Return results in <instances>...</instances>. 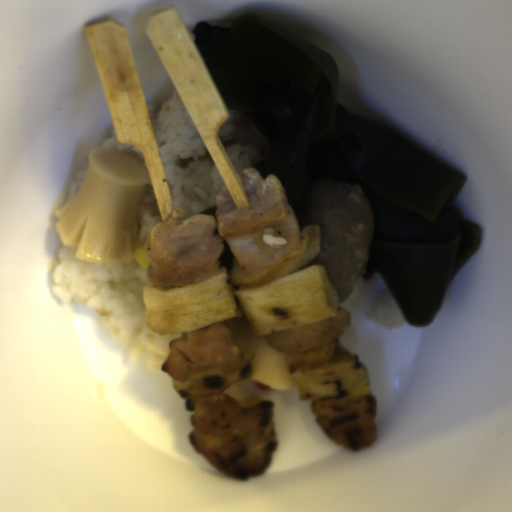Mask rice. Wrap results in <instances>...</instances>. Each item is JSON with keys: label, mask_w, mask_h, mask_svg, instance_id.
Wrapping results in <instances>:
<instances>
[{"label": "rice", "mask_w": 512, "mask_h": 512, "mask_svg": "<svg viewBox=\"0 0 512 512\" xmlns=\"http://www.w3.org/2000/svg\"><path fill=\"white\" fill-rule=\"evenodd\" d=\"M223 393L244 408L257 404L254 389L247 377L232 384Z\"/></svg>", "instance_id": "rice-6"}, {"label": "rice", "mask_w": 512, "mask_h": 512, "mask_svg": "<svg viewBox=\"0 0 512 512\" xmlns=\"http://www.w3.org/2000/svg\"><path fill=\"white\" fill-rule=\"evenodd\" d=\"M87 175V165L77 171L74 179L68 186V194H67V201L72 198L75 194H77L83 184V181Z\"/></svg>", "instance_id": "rice-10"}, {"label": "rice", "mask_w": 512, "mask_h": 512, "mask_svg": "<svg viewBox=\"0 0 512 512\" xmlns=\"http://www.w3.org/2000/svg\"><path fill=\"white\" fill-rule=\"evenodd\" d=\"M96 148H109V149H118L127 154H130L140 160L146 167V159L141 151V149L133 146L124 145L118 140L117 133L113 129L112 134L106 140L101 142Z\"/></svg>", "instance_id": "rice-8"}, {"label": "rice", "mask_w": 512, "mask_h": 512, "mask_svg": "<svg viewBox=\"0 0 512 512\" xmlns=\"http://www.w3.org/2000/svg\"><path fill=\"white\" fill-rule=\"evenodd\" d=\"M76 250L65 245L58 250L52 293L64 302L84 304L100 321L105 336L125 346L130 362L166 374L162 366L169 343L184 333L158 335L145 325L143 286H152L148 267L135 258L113 264L81 260Z\"/></svg>", "instance_id": "rice-1"}, {"label": "rice", "mask_w": 512, "mask_h": 512, "mask_svg": "<svg viewBox=\"0 0 512 512\" xmlns=\"http://www.w3.org/2000/svg\"><path fill=\"white\" fill-rule=\"evenodd\" d=\"M261 241L274 250H280L288 243L287 239L277 234V230L273 228H267L264 230L261 236Z\"/></svg>", "instance_id": "rice-9"}, {"label": "rice", "mask_w": 512, "mask_h": 512, "mask_svg": "<svg viewBox=\"0 0 512 512\" xmlns=\"http://www.w3.org/2000/svg\"><path fill=\"white\" fill-rule=\"evenodd\" d=\"M148 177L149 181L142 193L136 247L147 245L152 226L157 222H164L149 173Z\"/></svg>", "instance_id": "rice-4"}, {"label": "rice", "mask_w": 512, "mask_h": 512, "mask_svg": "<svg viewBox=\"0 0 512 512\" xmlns=\"http://www.w3.org/2000/svg\"><path fill=\"white\" fill-rule=\"evenodd\" d=\"M368 318L384 330L399 329L408 324L388 291L376 295Z\"/></svg>", "instance_id": "rice-5"}, {"label": "rice", "mask_w": 512, "mask_h": 512, "mask_svg": "<svg viewBox=\"0 0 512 512\" xmlns=\"http://www.w3.org/2000/svg\"><path fill=\"white\" fill-rule=\"evenodd\" d=\"M172 210L179 219L217 204L225 184L177 90L146 105Z\"/></svg>", "instance_id": "rice-2"}, {"label": "rice", "mask_w": 512, "mask_h": 512, "mask_svg": "<svg viewBox=\"0 0 512 512\" xmlns=\"http://www.w3.org/2000/svg\"><path fill=\"white\" fill-rule=\"evenodd\" d=\"M218 139L241 179L245 168L259 171L264 140L253 122L241 115L229 117L218 128Z\"/></svg>", "instance_id": "rice-3"}, {"label": "rice", "mask_w": 512, "mask_h": 512, "mask_svg": "<svg viewBox=\"0 0 512 512\" xmlns=\"http://www.w3.org/2000/svg\"><path fill=\"white\" fill-rule=\"evenodd\" d=\"M366 289L367 281L362 275L360 279L357 281L354 288L352 289L349 296L343 302H337V308H343L350 315L353 311H355L358 308Z\"/></svg>", "instance_id": "rice-7"}]
</instances>
